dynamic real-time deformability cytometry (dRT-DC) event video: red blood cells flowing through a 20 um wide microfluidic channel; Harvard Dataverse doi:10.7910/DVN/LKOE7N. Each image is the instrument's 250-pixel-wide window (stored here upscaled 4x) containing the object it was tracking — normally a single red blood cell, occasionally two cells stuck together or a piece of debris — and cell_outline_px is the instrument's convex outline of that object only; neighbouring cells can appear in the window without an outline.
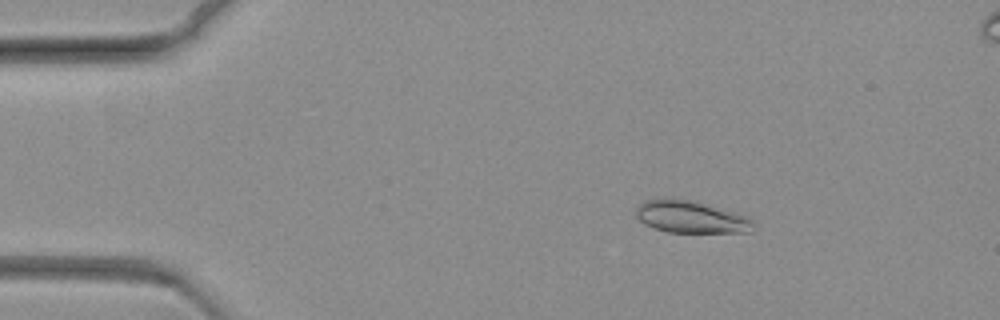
{"species": "common noctule bat (a hibernating species)", "species_latin": "Nyctalus noctula", "temperature_condition": "warm", "stored_images_in_passage": 64, "camera_frame_rate_fps": 3000, "um_per_image_px": 0.085, "animal": {"sex": "female", "body_mass_g": 19.3, "forearm_length_mm": 54.1}, "frame": {"image": 1, "passage_image": 1, "time_ms": 0.0, "image_size_px": [1000, 320], "cell_outline_px": [[752, 232], [668, 232], [652, 228], [644, 224], [636, 216], [636, 208], [644, 200], [692, 200], [748, 216], [752, 220]], "centroid_in_image_um": [58.72, 18.46], "position_along_channel_um": 26.3, "area_um2": 21.56}}
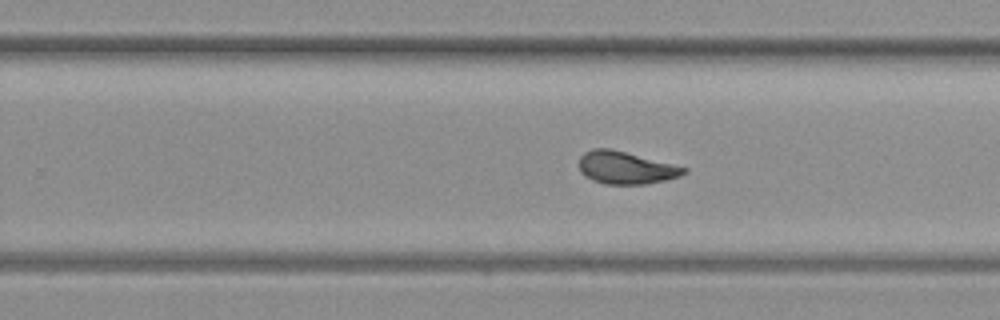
{"frame": {"image": 2, "passage_image": 36, "time_ms": 11.667, "image_size_px": [1000, 320], "cell_outline_px": [[688, 172], [680, 176], [664, 180], [644, 184], [604, 184], [592, 180], [584, 176], [580, 172], [580, 156], [584, 152], [592, 148], [612, 148], [688, 168]], "centroid_in_image_um": [53.17, 14.25], "position_along_channel_um": 276.6, "area_um2": 19.94}}
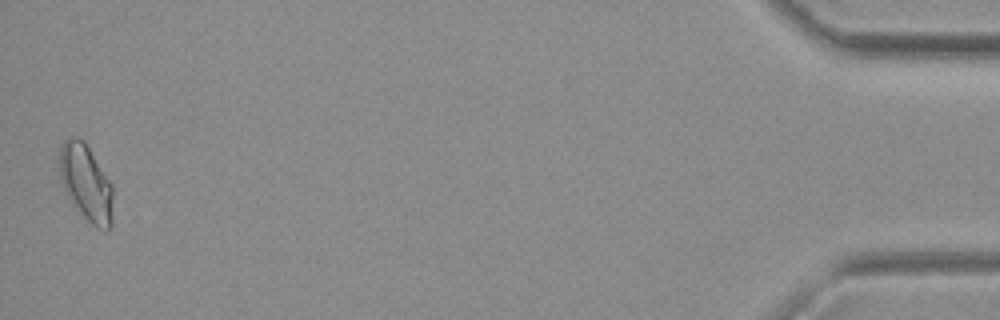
{"frame": {"image": 3, "passage_image": 63, "time_ms": 20.667, "image_size_px": [1000, 320], "cell_outline_px": [[112, 224], [108, 232], [92, 224], [80, 212], [68, 196], [60, 180], [60, 144], [68, 136], [76, 136], [84, 140], [112, 184]], "centroid_in_image_um": [7.32, 15.5], "position_along_channel_um": 427.9, "area_um2": 23.7}}